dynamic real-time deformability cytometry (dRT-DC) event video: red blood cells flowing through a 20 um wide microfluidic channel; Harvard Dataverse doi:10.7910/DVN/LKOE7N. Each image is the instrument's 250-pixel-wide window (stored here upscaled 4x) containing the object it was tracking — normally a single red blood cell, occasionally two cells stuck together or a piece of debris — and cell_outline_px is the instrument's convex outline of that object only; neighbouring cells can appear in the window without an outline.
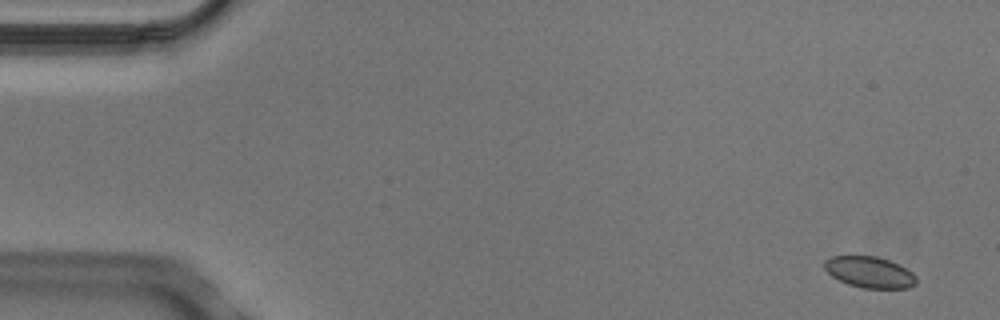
{"species": "Egyptian fruit bat (a non-hibernating species)", "species_latin": "Rousettus aegyptiacus", "temperature_condition": "cold", "stored_images_in_passage": 8, "camera_frame_rate_fps": 3000, "um_per_image_px": 0.085, "animal": {"sex": "male"}, "frame": {"image": 1, "passage_image": 1, "time_ms": 0.0, "image_size_px": [1000, 320], "cell_outline_px": [[916, 284], [908, 288], [864, 288], [848, 284], [832, 276], [824, 268], [824, 260], [832, 256], [876, 256], [888, 260], [912, 272], [916, 276]], "centroid_in_image_um": [73.9, 23.13], "position_along_channel_um": 11.1, "area_um2": 16.53}}
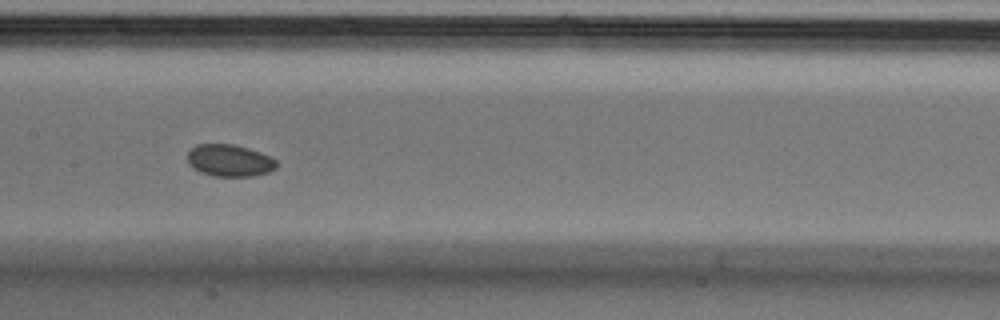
{"frame": {"image": 2, "passage_image": 7, "time_ms": 2.0, "image_size_px": [1000, 320], "cell_outline_px": [[276, 168], [268, 172], [252, 176], [212, 176], [200, 172], [192, 168], [188, 164], [188, 152], [196, 144], [232, 144], [248, 148], [260, 152], [276, 160]], "centroid_in_image_um": [19.48, 13.64], "position_along_channel_um": 187.9, "area_um2": 16.59}}
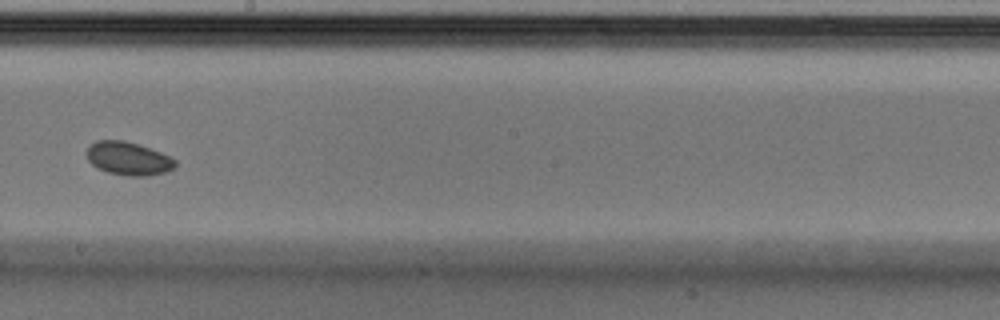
{"frame": {"image": 3, "passage_image": 8, "time_ms": 2.333, "image_size_px": [1000, 320], "cell_outline_px": [[176, 168], [168, 172], [144, 176], [128, 176], [108, 172], [96, 168], [88, 160], [84, 152], [88, 144], [96, 140], [124, 140], [140, 144], [160, 152], [176, 160]], "centroid_in_image_um": [10.87, 13.46], "position_along_channel_um": 237.3, "area_um2": 17.57}}